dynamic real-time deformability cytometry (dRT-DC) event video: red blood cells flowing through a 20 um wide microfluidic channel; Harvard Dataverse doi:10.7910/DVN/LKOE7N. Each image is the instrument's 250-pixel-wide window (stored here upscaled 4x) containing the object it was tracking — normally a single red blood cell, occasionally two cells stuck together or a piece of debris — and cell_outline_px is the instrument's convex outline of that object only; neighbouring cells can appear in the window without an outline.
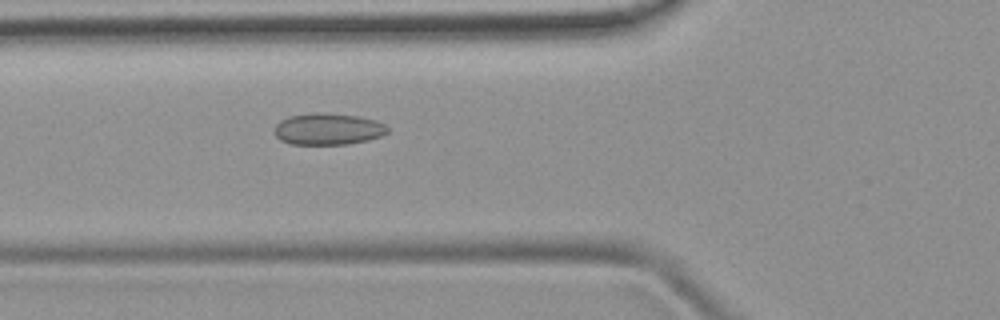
{"species": "common noctule bat (a hibernating species)", "species_latin": "Nyctalus noctula", "temperature_condition": "room temperature", "stored_images_in_passage": 6, "camera_frame_rate_fps": 3000, "um_per_image_px": 0.085, "animal": {"sex": "female", "body_mass_g": 19.9}, "frame": {"image": 1, "passage_image": 6, "time_ms": 5.667, "image_size_px": [1000, 320], "cell_outline_px": [[388, 132], [380, 136], [368, 140], [348, 144], [288, 144], [280, 140], [272, 132], [276, 124], [280, 120], [288, 116], [316, 112], [320, 112], [356, 116], [376, 120], [384, 124], [388, 128]], "centroid_in_image_um": [27.83, 10.97], "position_along_channel_um": 98.0, "area_um2": 20.98}}